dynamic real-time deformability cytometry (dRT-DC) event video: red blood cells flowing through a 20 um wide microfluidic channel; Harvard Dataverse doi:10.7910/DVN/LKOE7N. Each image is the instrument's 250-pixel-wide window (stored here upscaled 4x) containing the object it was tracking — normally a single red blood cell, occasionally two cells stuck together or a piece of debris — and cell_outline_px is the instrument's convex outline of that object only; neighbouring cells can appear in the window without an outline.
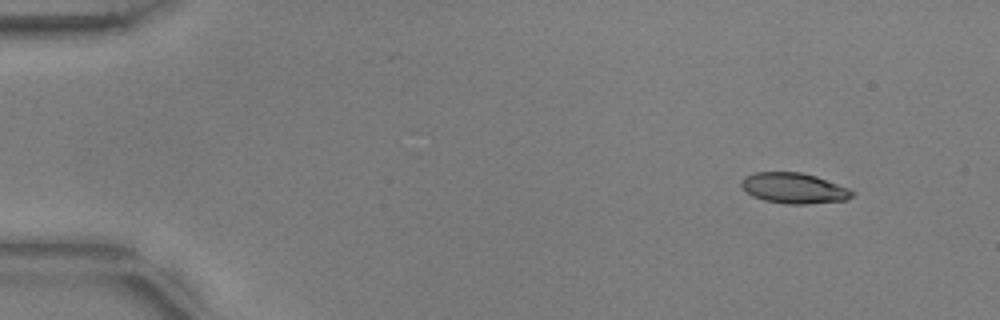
{"species": "common noctule bat (a hibernating species)", "species_latin": "Nyctalus noctula", "temperature_condition": "warm", "stored_images_in_passage": 5, "camera_frame_rate_fps": 3000, "um_per_image_px": 0.085, "animal": {"sex": "male", "body_mass_g": 17.9, "forearm_length_mm": 54.2}, "frame": {"image": 1, "passage_image": 1, "time_ms": 0.0, "image_size_px": [1000, 320], "cell_outline_px": [[856, 192], [848, 200], [808, 204], [788, 204], [764, 200], [752, 196], [740, 184], [740, 180], [744, 176], [756, 172], [800, 172], [816, 176], [848, 188]], "centroid_in_image_um": [67.49, 15.99], "position_along_channel_um": 17.5, "area_um2": 19.77}}